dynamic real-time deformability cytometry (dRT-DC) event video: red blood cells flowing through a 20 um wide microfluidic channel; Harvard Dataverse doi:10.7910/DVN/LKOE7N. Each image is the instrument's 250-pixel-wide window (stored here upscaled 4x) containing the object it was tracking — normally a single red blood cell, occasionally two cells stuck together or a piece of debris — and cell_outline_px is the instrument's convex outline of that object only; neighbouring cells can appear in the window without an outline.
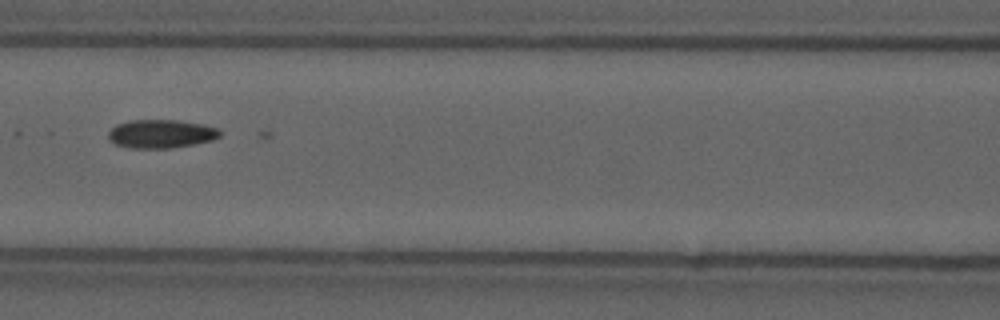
{"species": "common noctule bat (a hibernating species)", "species_latin": "Nyctalus noctula", "temperature_condition": "cold", "stored_images_in_passage": 40, "camera_frame_rate_fps": 3000, "um_per_image_px": 0.085, "animal": {"sex": "male", "forearm_length_mm": 52.5}, "frame": {"image": 1, "passage_image": 13, "time_ms": 4.0, "image_size_px": [1000, 320], "cell_outline_px": [[220, 136], [212, 140], [172, 148], [128, 148], [116, 144], [108, 140], [108, 132], [116, 124], [128, 120], [176, 120], [204, 124], [216, 128], [220, 132]], "centroid_in_image_um": [13.64, 11.37], "position_along_channel_um": 153.0, "area_um2": 18.55}}